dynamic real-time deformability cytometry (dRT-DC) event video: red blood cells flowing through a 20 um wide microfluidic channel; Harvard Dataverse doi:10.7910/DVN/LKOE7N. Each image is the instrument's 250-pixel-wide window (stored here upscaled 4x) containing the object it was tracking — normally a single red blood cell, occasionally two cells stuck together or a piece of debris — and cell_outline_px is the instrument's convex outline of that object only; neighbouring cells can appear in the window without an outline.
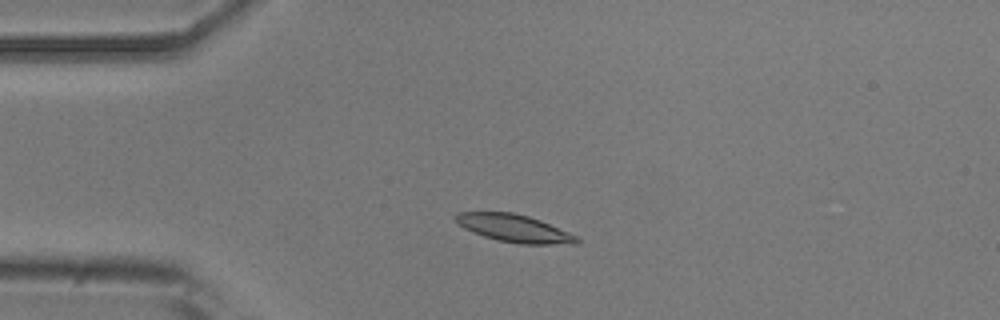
{"species": "common noctule bat (a hibernating species)", "species_latin": "Nyctalus noctula", "temperature_condition": "room temperature", "stored_images_in_passage": 7, "camera_frame_rate_fps": 3000, "um_per_image_px": 0.085, "animal": {"sex": "male", "body_mass_g": 20.5, "forearm_length_mm": 52.5}, "frame": {"image": 1, "passage_image": 3, "time_ms": 2.333, "image_size_px": [1000, 320], "cell_outline_px": [[580, 240], [576, 244], [520, 244], [496, 240], [472, 232], [464, 228], [452, 216], [456, 212], [512, 212], [528, 216], [540, 220], [568, 232], [576, 236]], "centroid_in_image_um": [43.68, 19.4], "position_along_channel_um": 41.3, "area_um2": 19.42}}
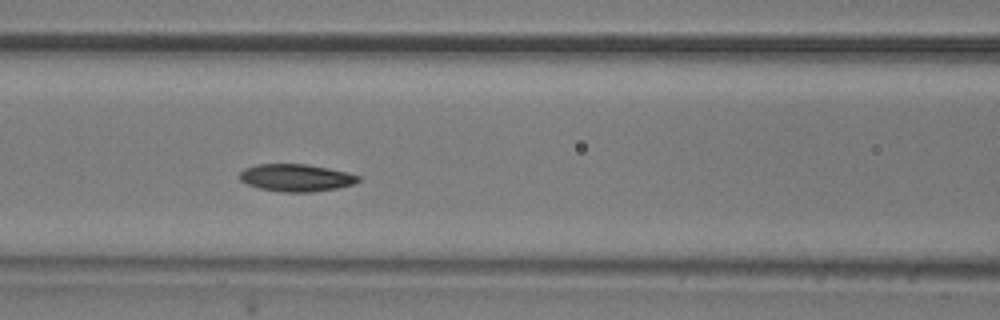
{"frame": {"image": 2, "passage_image": 6, "time_ms": 5.667, "image_size_px": [1000, 320], "cell_outline_px": [[360, 180], [352, 184], [336, 188], [312, 192], [280, 192], [260, 188], [248, 184], [240, 180], [240, 172], [244, 168], [256, 164], [304, 164], [328, 168], [348, 172], [360, 176]], "centroid_in_image_um": [25.16, 15.1], "position_along_channel_um": 141.4, "area_um2": 18.84}}
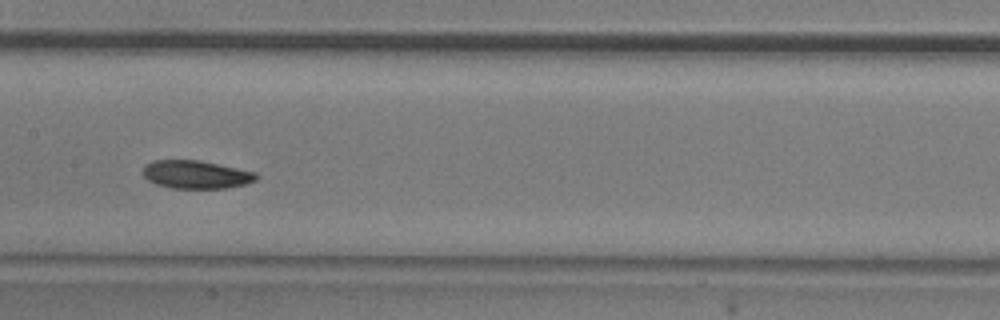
{"frame": {"image": 3, "passage_image": 7, "time_ms": 7.0, "image_size_px": [1000, 320], "cell_outline_px": [[260, 176], [256, 180], [248, 184], [224, 188], [172, 188], [156, 184], [148, 180], [144, 176], [144, 164], [152, 160], [200, 160], [256, 172]], "centroid_in_image_um": [16.69, 14.83], "position_along_channel_um": 190.7, "area_um2": 18.67}}